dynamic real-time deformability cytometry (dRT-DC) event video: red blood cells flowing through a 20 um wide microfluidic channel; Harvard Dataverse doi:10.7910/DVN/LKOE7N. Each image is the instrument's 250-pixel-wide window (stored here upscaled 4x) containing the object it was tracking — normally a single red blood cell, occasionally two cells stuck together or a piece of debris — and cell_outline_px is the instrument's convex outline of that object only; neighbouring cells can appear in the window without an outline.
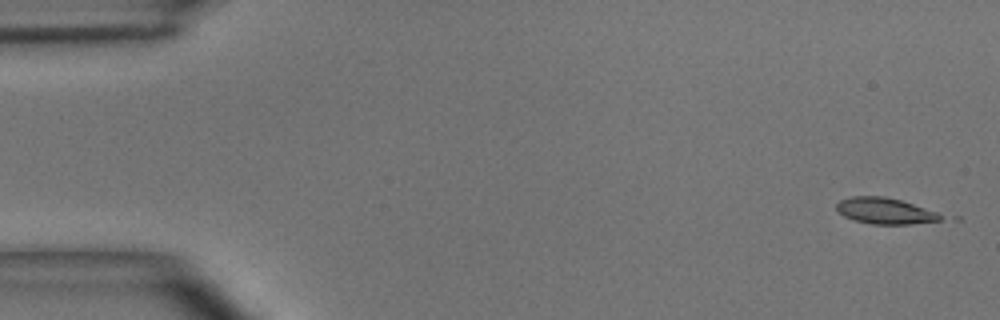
{"species": "common noctule bat (a hibernating species)", "species_latin": "Nyctalus noctula", "temperature_condition": "room temperature", "stored_images_in_passage": 9, "camera_frame_rate_fps": 3000, "um_per_image_px": 0.085, "animal": {"sex": "male", "body_mass_g": 15.6}, "frame": {"image": 1, "passage_image": 1, "time_ms": 0.0, "image_size_px": [1000, 320], "cell_outline_px": [[944, 216], [940, 220], [912, 224], [872, 224], [852, 220], [844, 216], [836, 208], [836, 204], [840, 200], [852, 196], [884, 196], [900, 200], [936, 212]], "centroid_in_image_um": [75.19, 17.93], "position_along_channel_um": 9.8, "area_um2": 15.72}}